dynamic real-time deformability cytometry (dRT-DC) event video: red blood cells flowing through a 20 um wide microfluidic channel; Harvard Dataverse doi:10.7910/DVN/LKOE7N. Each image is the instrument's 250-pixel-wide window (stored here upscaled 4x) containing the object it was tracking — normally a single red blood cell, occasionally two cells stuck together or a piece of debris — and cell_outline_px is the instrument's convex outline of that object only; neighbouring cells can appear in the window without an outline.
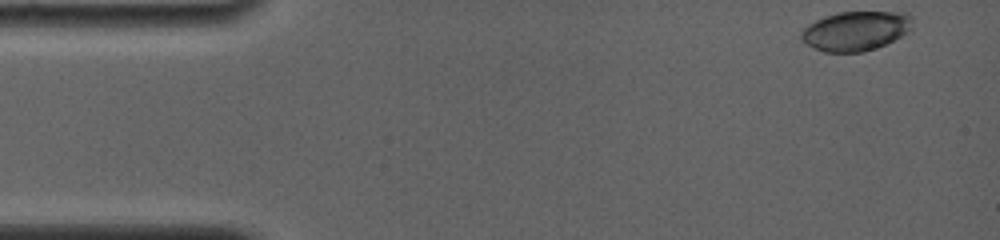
{"species": "common noctule bat (a hibernating species)", "species_latin": "Nyctalus noctula", "temperature_condition": "room temperature", "stored_images_in_passage": 39, "camera_frame_rate_fps": 4000, "um_per_image_px": 0.085, "animal": {"sex": "female", "body_mass_g": 19.0, "forearm_length_mm": 56.7}, "frame": {"image": 1, "passage_image": 1, "time_ms": 0.0, "image_size_px": [1000, 240], "cell_outline_px": [[912, 28], [908, 32], [876, 48], [864, 52], [824, 52], [800, 40], [800, 32], [808, 24], [824, 16], [836, 12], [908, 12], [912, 16]], "centroid_in_image_um": [72.73, 2.61], "position_along_channel_um": 12.3, "area_um2": 25.66}}
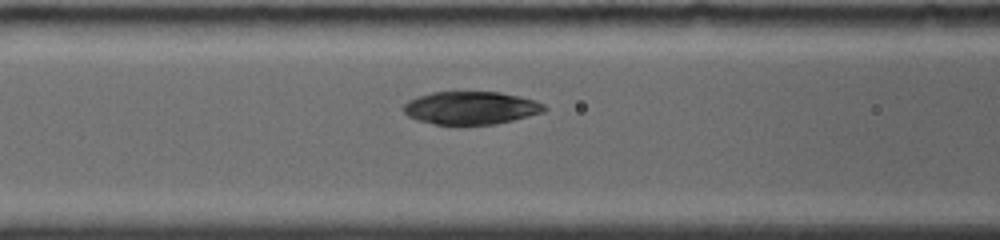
{"frame": {"image": 2, "passage_image": 17, "time_ms": 5.75, "image_size_px": [1000, 240], "cell_outline_px": [[548, 108], [544, 112], [496, 124], [432, 124], [416, 120], [408, 116], [404, 112], [404, 104], [408, 100], [416, 96], [432, 92], [500, 92], [536, 100], [544, 104]], "centroid_in_image_um": [40.02, 9.16], "position_along_channel_um": 126.6, "area_um2": 27.05}}
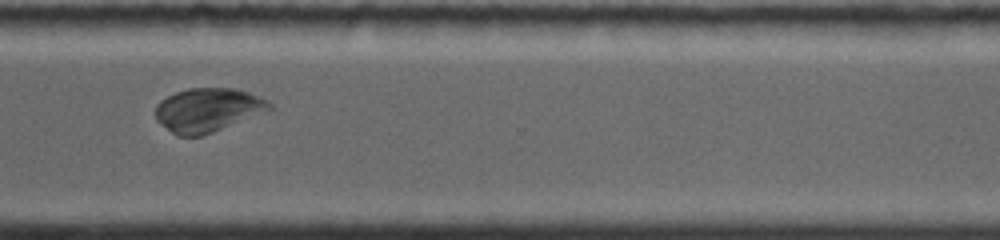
{"frame": {"image": 3, "passage_image": 34, "time_ms": 11.75, "image_size_px": [1000, 240], "cell_outline_px": [[276, 108], [212, 132], [200, 136], [180, 136], [172, 132], [156, 120], [156, 104], [160, 100], [176, 92], [188, 88], [236, 88], [248, 92], [268, 100]], "centroid_in_image_um": [17.69, 9.33], "position_along_channel_um": 352.9, "area_um2": 29.02}, "authors_computed_cell_mechanics": {"area_um2": 28.2064, "velocity_mm_per_s": 3.7756, "shape_relaxation_time_tau1_ms": 6.0899, "shape_relaxation_time_tau2_ms": 1.62, "deformation_change_tau1": 0.2119, "deformation_change_tau2": 0.0398}}